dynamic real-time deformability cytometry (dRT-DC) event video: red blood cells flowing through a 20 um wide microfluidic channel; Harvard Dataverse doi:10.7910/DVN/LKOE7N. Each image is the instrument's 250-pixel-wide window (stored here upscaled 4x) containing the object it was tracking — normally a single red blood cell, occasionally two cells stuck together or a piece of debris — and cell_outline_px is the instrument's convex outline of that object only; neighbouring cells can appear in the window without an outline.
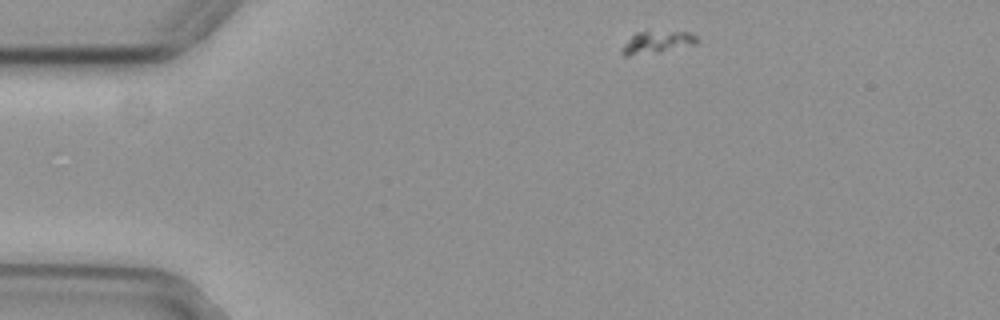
{"species": "common noctule bat (a hibernating species)", "species_latin": "Nyctalus noctula", "temperature_condition": "cold", "stored_images_in_passage": 45, "camera_frame_rate_fps": 3000, "um_per_image_px": 0.085, "animal": {"sex": "female", "body_mass_g": 29.2, "forearm_length_mm": 56.3}, "frame": {"image": 1, "passage_image": 1, "time_ms": 0.0, "image_size_px": [1000, 320], "cell_outline_px": [[700, 40], [696, 44], [660, 52], [628, 56], [624, 56], [620, 52], [624, 44], [636, 32], [644, 28], [688, 32], [696, 36]], "centroid_in_image_um": [55.84, 3.54], "position_along_channel_um": 29.2, "area_um2": 10.35}}